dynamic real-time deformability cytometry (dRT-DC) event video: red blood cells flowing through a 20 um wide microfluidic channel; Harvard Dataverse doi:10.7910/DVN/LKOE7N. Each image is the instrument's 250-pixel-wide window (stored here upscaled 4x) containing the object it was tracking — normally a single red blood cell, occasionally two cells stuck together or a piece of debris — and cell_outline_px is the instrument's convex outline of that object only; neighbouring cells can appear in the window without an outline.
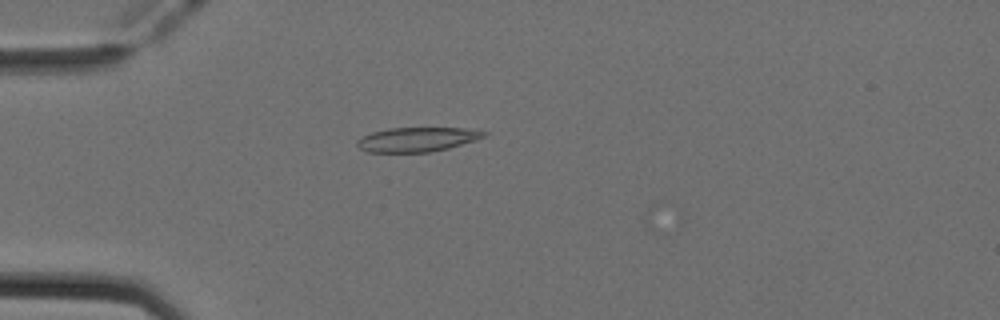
{"species": "Egyptian fruit bat (a non-hibernating species)", "species_latin": "Rousettus aegyptiacus", "temperature_condition": "cold", "stored_images_in_passage": 17, "camera_frame_rate_fps": 3000, "um_per_image_px": 0.085, "animal": {"sex": "female"}, "frame": {"image": 1, "passage_image": 15, "time_ms": 4.667, "image_size_px": [1000, 320], "cell_outline_px": [[488, 132], [484, 136], [476, 140], [448, 148], [428, 152], [368, 152], [360, 148], [356, 144], [356, 140], [372, 132], [388, 128], [464, 128]], "centroid_in_image_um": [35.43, 11.85], "position_along_channel_um": 49.6, "area_um2": 17.86}}